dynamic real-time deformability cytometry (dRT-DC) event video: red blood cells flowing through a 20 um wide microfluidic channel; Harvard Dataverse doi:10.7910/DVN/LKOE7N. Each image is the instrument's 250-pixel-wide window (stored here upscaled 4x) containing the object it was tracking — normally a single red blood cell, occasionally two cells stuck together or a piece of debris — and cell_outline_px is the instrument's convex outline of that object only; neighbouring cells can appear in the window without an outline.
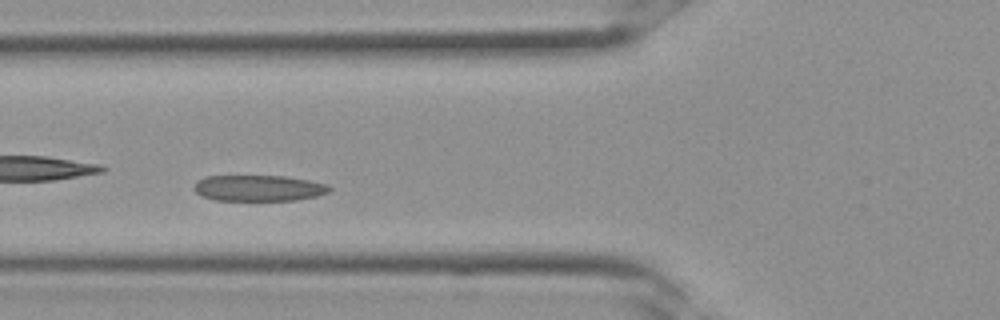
{"species": "Egyptian fruit bat (a non-hibernating species)", "species_latin": "Rousettus aegyptiacus", "temperature_condition": "room temperature", "stored_images_in_passage": 30, "camera_frame_rate_fps": 3000, "um_per_image_px": 0.085, "frame": {"image": 1, "passage_image": 8, "time_ms": 2.333, "image_size_px": [1000, 320], "cell_outline_px": [[332, 188], [328, 192], [316, 196], [296, 200], [216, 200], [200, 196], [192, 188], [196, 180], [204, 176], [284, 176], [308, 180], [328, 184]], "centroid_in_image_um": [21.94, 15.98], "position_along_channel_um": 103.9, "area_um2": 20.63}}
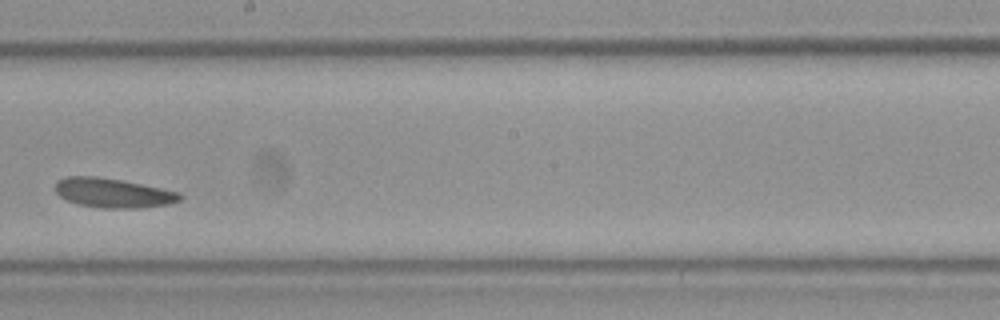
{"frame": {"image": 2, "passage_image": 15, "time_ms": 4.667, "image_size_px": [1000, 320], "cell_outline_px": [[184, 196], [180, 200], [168, 204], [140, 208], [100, 208], [76, 204], [60, 196], [56, 192], [56, 180], [64, 176], [96, 176], [120, 180], [180, 192]], "centroid_in_image_um": [9.59, 16.4], "position_along_channel_um": 238.6, "area_um2": 21.39}}
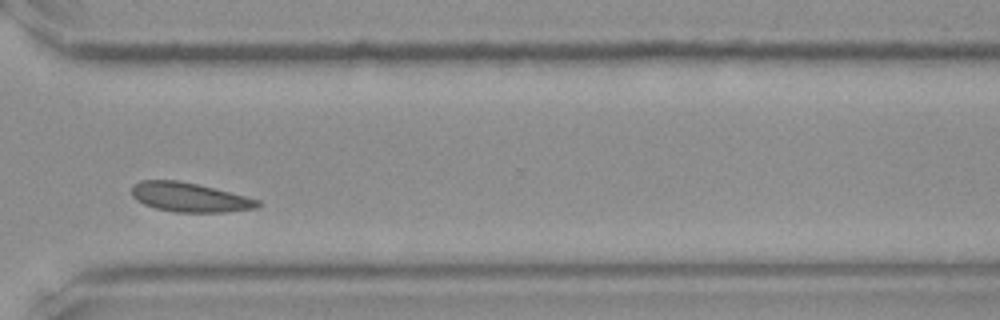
{"frame": {"image": 3, "passage_image": 21, "time_ms": 6.667, "image_size_px": [1000, 320], "cell_outline_px": [[260, 204], [256, 208], [224, 212], [176, 212], [156, 208], [144, 204], [136, 200], [132, 196], [132, 188], [140, 180], [176, 180], [196, 184], [260, 200]], "centroid_in_image_um": [16.08, 16.77], "position_along_channel_um": 354.5, "area_um2": 21.1}}